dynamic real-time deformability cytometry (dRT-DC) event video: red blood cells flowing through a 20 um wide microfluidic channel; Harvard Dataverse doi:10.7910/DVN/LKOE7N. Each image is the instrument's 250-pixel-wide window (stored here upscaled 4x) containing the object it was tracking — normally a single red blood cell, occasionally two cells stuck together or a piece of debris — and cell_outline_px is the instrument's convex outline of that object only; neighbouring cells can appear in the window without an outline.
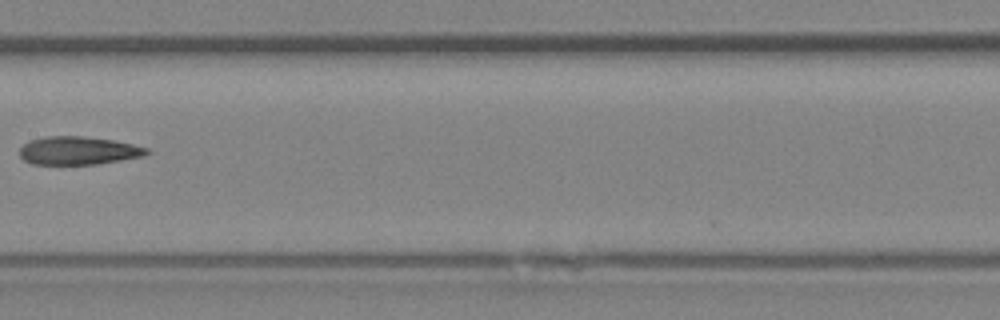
{"species": "Egyptian fruit bat (a non-hibernating species)", "species_latin": "Rousettus aegyptiacus", "temperature_condition": "room temperature", "stored_images_in_passage": 8, "camera_frame_rate_fps": 3000, "um_per_image_px": 0.085, "animal": {"sex": "female"}, "frame": {"image": 1, "passage_image": 8, "time_ms": 2.333, "image_size_px": [1000, 320], "cell_outline_px": [[148, 152], [144, 156], [96, 164], [32, 164], [24, 160], [20, 156], [20, 148], [24, 144], [32, 140], [44, 136], [84, 136], [112, 140], [132, 144], [148, 148]], "centroid_in_image_um": [6.64, 12.8], "position_along_channel_um": 200.8, "area_um2": 20.69}}